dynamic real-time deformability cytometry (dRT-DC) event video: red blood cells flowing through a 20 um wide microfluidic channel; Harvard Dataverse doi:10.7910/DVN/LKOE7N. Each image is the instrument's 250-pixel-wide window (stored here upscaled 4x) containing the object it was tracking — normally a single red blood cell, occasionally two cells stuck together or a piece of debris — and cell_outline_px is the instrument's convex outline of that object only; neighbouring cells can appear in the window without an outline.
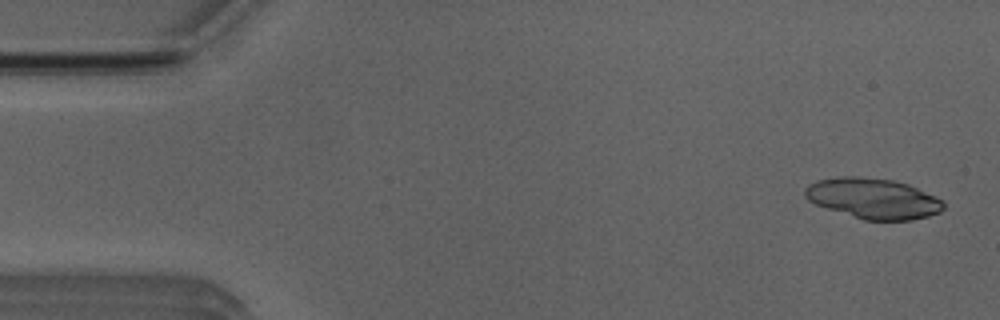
{"species": "Egyptian fruit bat (a non-hibernating species)", "species_latin": "Rousettus aegyptiacus", "temperature_condition": "room temperature", "stored_images_in_passage": 50, "segment_of_instrument_passage": [1, 2], "camera_frame_rate_fps": 3000, "um_per_image_px": 0.085, "animal": {"sex": "male"}, "frame": {"image": 1, "passage_image": 2, "time_ms": 0.333, "image_size_px": [1000, 320], "cell_outline_px": [[944, 208], [940, 212], [928, 216], [912, 220], [864, 220], [816, 204], [808, 200], [804, 196], [804, 188], [808, 184], [816, 180], [844, 176], [860, 176], [892, 180], [908, 184], [936, 196], [944, 200]], "centroid_in_image_um": [74.23, 16.86], "position_along_channel_um": 10.8, "area_um2": 32.71}}